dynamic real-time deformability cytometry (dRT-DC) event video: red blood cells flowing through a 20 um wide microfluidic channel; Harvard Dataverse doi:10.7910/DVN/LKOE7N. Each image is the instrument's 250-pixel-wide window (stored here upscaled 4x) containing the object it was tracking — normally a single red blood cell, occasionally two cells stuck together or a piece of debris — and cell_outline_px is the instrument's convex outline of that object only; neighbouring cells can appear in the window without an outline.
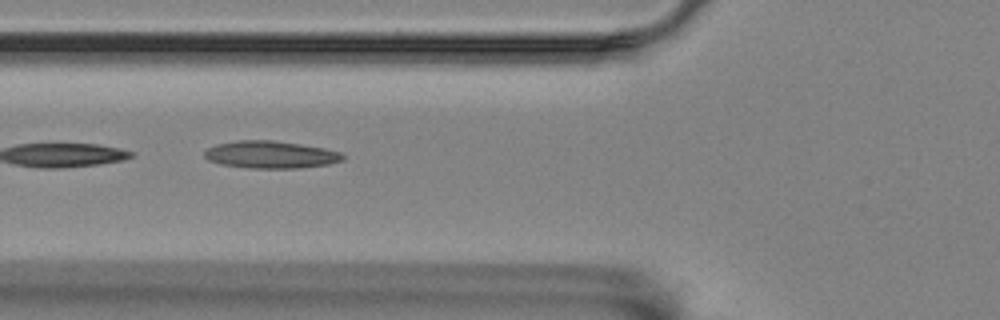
{"species": "Egyptian fruit bat (a non-hibernating species)", "species_latin": "Rousettus aegyptiacus", "temperature_condition": "room temperature", "stored_images_in_passage": 3, "camera_frame_rate_fps": 3000, "um_per_image_px": 0.085, "animal": {"sex": "female"}, "frame": {"image": 1, "passage_image": 2, "time_ms": 0.333, "image_size_px": [1000, 320], "cell_outline_px": [[344, 160], [328, 164], [300, 168], [248, 168], [220, 164], [208, 160], [204, 156], [204, 152], [208, 148], [216, 144], [236, 140], [272, 140], [300, 144], [324, 148], [340, 152], [344, 156]], "centroid_in_image_um": [22.99, 13.14], "position_along_channel_um": 102.8, "area_um2": 22.08}}